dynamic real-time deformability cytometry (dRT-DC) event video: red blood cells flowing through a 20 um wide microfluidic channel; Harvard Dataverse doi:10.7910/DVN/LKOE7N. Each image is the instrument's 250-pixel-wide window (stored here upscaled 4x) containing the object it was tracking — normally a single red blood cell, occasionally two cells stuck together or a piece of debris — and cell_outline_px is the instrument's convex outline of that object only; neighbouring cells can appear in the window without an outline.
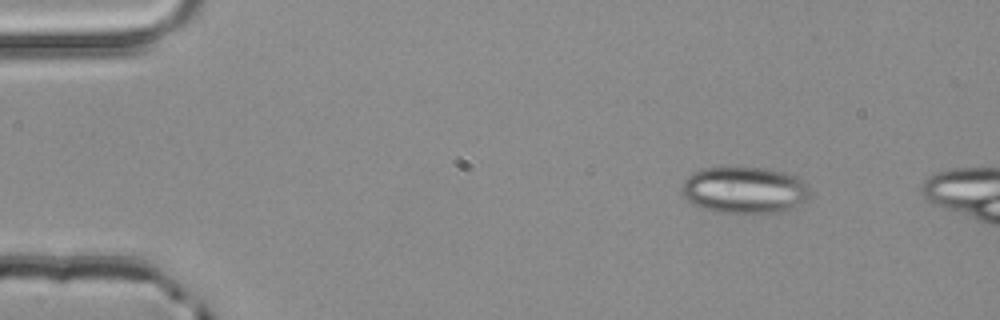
{"species": "common noctule bat (a hibernating species)", "species_latin": "Nyctalus noctula", "temperature_condition": "room temperature", "stored_images_in_passage": 3, "camera_frame_rate_fps": 3000, "um_per_image_px": 0.085, "animal": {"sex": "male", "body_mass_g": 20.4}, "frame": {"image": 1, "passage_image": 1, "time_ms": 0.0, "image_size_px": [1000, 320], "cell_outline_px": [[812, 196], [792, 208], [784, 212], [724, 212], [704, 208], [692, 204], [680, 192], [684, 180], [692, 172], [700, 168], [768, 168], [788, 172], [804, 180]], "centroid_in_image_um": [63.31, 16.13], "position_along_channel_um": 21.7, "area_um2": 34.91}}